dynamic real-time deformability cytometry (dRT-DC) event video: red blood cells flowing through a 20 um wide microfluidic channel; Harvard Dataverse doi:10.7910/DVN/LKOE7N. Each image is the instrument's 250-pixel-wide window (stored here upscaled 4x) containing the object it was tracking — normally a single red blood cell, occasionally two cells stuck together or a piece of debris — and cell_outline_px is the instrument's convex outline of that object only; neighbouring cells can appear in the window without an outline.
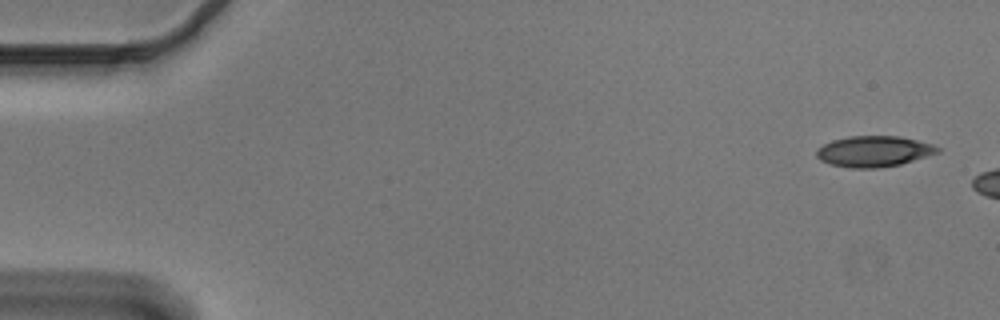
{"species": "Egyptian fruit bat (a non-hibernating species)", "species_latin": "Rousettus aegyptiacus", "temperature_condition": "cold", "stored_images_in_passage": 3, "camera_frame_rate_fps": 3000, "um_per_image_px": 0.085, "animal": {"sex": "male"}, "frame": {"image": 1, "passage_image": 1, "time_ms": 0.0, "image_size_px": [1000, 320], "cell_outline_px": [[940, 152], [900, 164], [876, 168], [852, 168], [832, 164], [820, 160], [816, 156], [816, 152], [824, 144], [832, 140], [848, 136], [900, 136], [932, 144], [940, 148]], "centroid_in_image_um": [74.28, 12.86], "position_along_channel_um": 10.7, "area_um2": 21.56}}